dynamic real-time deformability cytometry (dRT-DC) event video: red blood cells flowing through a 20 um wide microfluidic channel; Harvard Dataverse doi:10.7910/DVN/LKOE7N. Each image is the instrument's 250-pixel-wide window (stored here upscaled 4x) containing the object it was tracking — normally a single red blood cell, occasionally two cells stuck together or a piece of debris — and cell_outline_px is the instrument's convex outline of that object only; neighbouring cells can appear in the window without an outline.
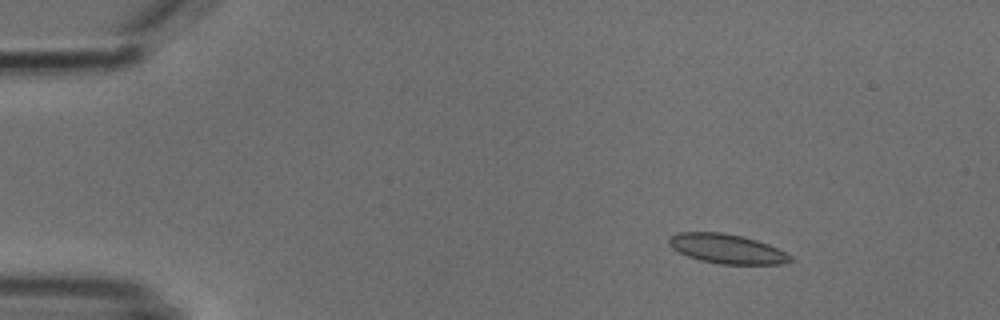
{"species": "common noctule bat (a hibernating species)", "species_latin": "Nyctalus noctula", "temperature_condition": "cold", "stored_images_in_passage": 4, "camera_frame_rate_fps": 3000, "um_per_image_px": 0.085, "animal": {"sex": "male", "body_mass_g": 18.8}, "frame": {"image": 1, "passage_image": 2, "time_ms": 1.333, "image_size_px": [1000, 320], "cell_outline_px": [[792, 260], [780, 264], [720, 264], [700, 260], [688, 256], [672, 248], [668, 244], [668, 236], [680, 232], [720, 232], [740, 236], [756, 240], [768, 244], [792, 256]], "centroid_in_image_um": [61.74, 21.14], "position_along_channel_um": 23.3, "area_um2": 20.63}}